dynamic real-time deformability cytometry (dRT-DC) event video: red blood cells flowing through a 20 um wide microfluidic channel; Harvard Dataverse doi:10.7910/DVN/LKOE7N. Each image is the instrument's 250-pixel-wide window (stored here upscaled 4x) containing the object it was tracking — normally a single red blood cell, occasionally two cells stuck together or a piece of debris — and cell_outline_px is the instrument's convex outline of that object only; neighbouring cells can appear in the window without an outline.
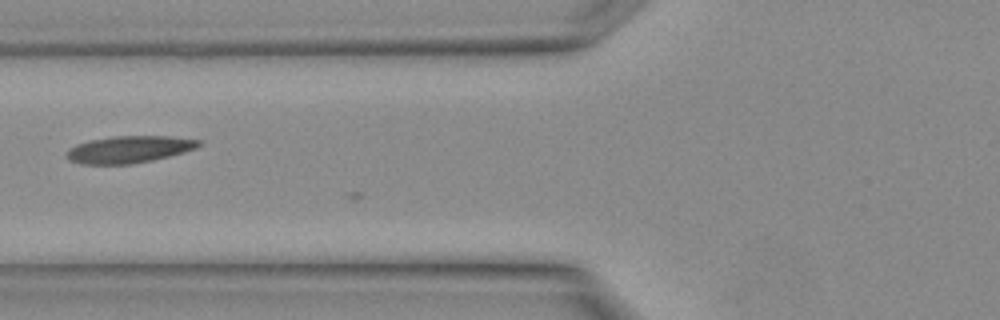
{"species": "Egyptian fruit bat (a non-hibernating species)", "species_latin": "Rousettus aegyptiacus", "temperature_condition": "warm", "stored_images_in_passage": 5, "camera_frame_rate_fps": 3000, "um_per_image_px": 0.085, "animal": {"sex": "female"}, "frame": {"image": 1, "passage_image": 5, "time_ms": 1.333, "image_size_px": [1000, 320], "cell_outline_px": [[204, 144], [196, 148], [184, 152], [152, 160], [132, 164], [80, 164], [68, 160], [64, 156], [76, 144], [88, 140], [112, 136], [168, 136], [204, 140]], "centroid_in_image_um": [11.0, 12.69], "position_along_channel_um": 114.8, "area_um2": 20.98}}